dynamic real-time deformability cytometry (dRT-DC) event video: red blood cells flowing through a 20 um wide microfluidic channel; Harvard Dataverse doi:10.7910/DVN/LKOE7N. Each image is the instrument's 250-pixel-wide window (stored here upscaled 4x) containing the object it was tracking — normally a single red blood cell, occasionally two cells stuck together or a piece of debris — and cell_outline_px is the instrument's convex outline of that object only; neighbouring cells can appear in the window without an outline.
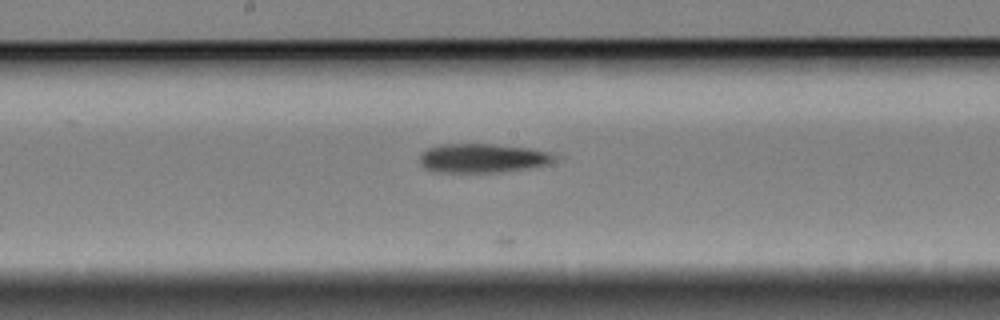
{"species": "Egyptian fruit bat (a non-hibernating species)", "species_latin": "Rousettus aegyptiacus", "temperature_condition": "cold", "stored_images_in_passage": 29, "camera_frame_rate_fps": 3000, "um_per_image_px": 0.085, "animal": {"sex": "female"}, "frame": {"image": 1, "passage_image": 18, "time_ms": 5.667, "image_size_px": [1000, 320], "cell_outline_px": [[560, 156], [556, 160], [548, 164], [500, 172], [436, 172], [424, 168], [420, 164], [420, 156], [428, 148], [440, 144], [492, 144], [532, 148], [548, 152]], "centroid_in_image_um": [41.03, 13.44], "position_along_channel_um": 207.2, "area_um2": 22.83}}